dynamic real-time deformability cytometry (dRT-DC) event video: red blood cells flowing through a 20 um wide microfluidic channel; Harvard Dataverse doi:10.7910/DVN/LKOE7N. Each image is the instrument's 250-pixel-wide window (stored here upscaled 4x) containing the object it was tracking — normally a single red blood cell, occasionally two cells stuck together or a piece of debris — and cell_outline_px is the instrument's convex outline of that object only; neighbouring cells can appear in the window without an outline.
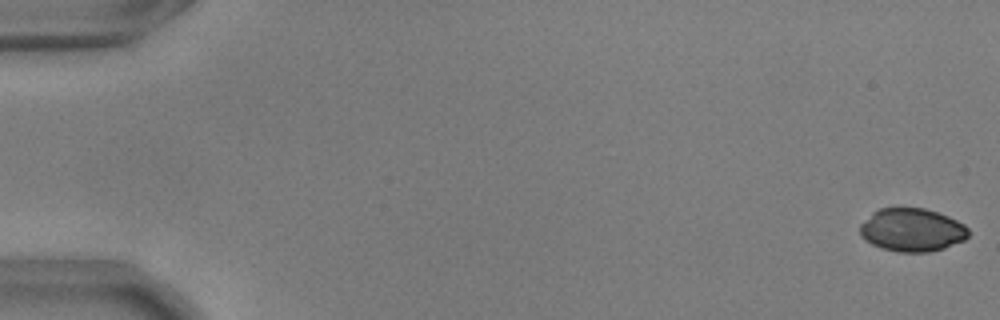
{"species": "common noctule bat (a hibernating species)", "species_latin": "Nyctalus noctula", "temperature_condition": "warm", "stored_images_in_passage": 10, "camera_frame_rate_fps": 3000, "um_per_image_px": 0.085, "animal": {"sex": "male", "body_mass_g": 17.9, "forearm_length_mm": 54.2}, "frame": {"image": 1, "passage_image": 1, "time_ms": 0.0, "image_size_px": [1000, 320], "cell_outline_px": [[968, 236], [964, 240], [944, 248], [928, 252], [900, 252], [880, 248], [864, 240], [860, 236], [860, 224], [872, 212], [880, 208], [896, 204], [924, 208], [948, 216], [964, 224], [968, 228]], "centroid_in_image_um": [77.47, 19.5], "position_along_channel_um": 7.5, "area_um2": 27.98}}